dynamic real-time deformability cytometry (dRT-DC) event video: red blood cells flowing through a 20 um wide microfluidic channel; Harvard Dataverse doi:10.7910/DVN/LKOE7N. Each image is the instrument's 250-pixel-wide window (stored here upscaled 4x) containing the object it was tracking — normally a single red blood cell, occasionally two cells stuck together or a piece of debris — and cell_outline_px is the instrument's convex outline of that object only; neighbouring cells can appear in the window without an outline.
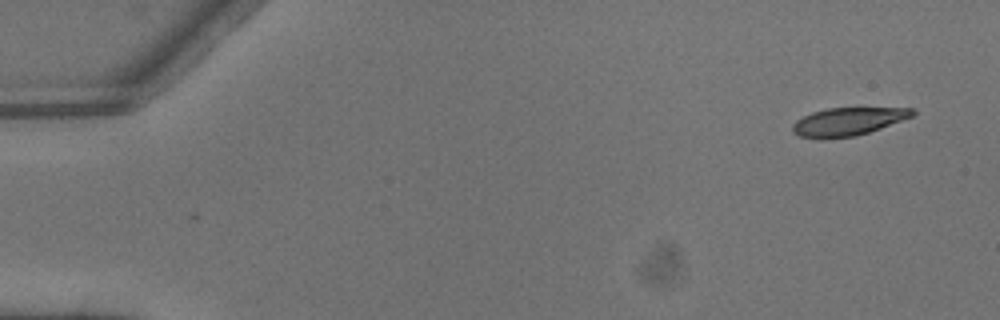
{"species": "common noctule bat (a hibernating species)", "species_latin": "Nyctalus noctula", "temperature_condition": "warm", "stored_images_in_passage": 2, "camera_frame_rate_fps": 3000, "um_per_image_px": 0.085, "animal": {"sex": "male", "body_mass_g": 13.3}, "frame": {"image": 1, "passage_image": 2, "time_ms": 0.333, "image_size_px": [1000, 320], "cell_outline_px": [[916, 112], [912, 116], [880, 128], [856, 136], [820, 140], [800, 136], [792, 132], [792, 124], [796, 120], [812, 112], [828, 108], [916, 108]], "centroid_in_image_um": [72.03, 10.35], "position_along_channel_um": 13.0, "area_um2": 19.65}}